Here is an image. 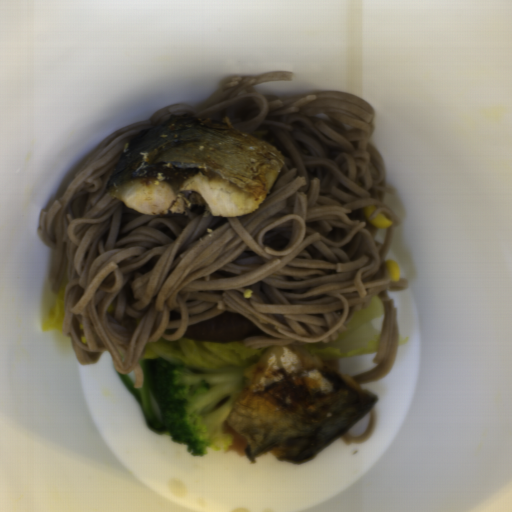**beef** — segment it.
Listing matches in <instances>:
<instances>
[{"label": "beef", "mask_w": 512, "mask_h": 512, "mask_svg": "<svg viewBox=\"0 0 512 512\" xmlns=\"http://www.w3.org/2000/svg\"><path fill=\"white\" fill-rule=\"evenodd\" d=\"M225 436H229L232 445L228 449L233 455H244L248 448V439L238 430L226 423L225 419L220 427Z\"/></svg>", "instance_id": "33117281"}, {"label": "beef", "mask_w": 512, "mask_h": 512, "mask_svg": "<svg viewBox=\"0 0 512 512\" xmlns=\"http://www.w3.org/2000/svg\"><path fill=\"white\" fill-rule=\"evenodd\" d=\"M321 361H323L324 363L328 364L329 366L340 371L338 359L337 360H321Z\"/></svg>", "instance_id": "835553da"}]
</instances>
